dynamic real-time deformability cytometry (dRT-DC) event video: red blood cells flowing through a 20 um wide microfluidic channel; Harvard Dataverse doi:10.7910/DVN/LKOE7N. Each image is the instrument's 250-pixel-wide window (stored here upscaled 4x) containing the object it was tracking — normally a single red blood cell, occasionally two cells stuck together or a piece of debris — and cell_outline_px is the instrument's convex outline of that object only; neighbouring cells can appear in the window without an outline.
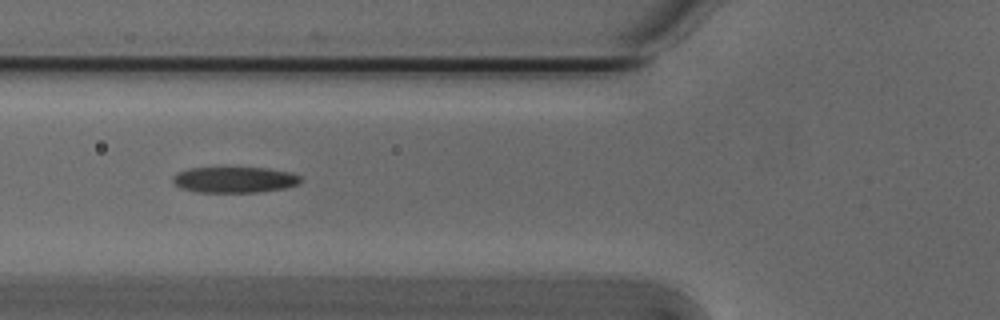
{"species": "Egyptian fruit bat (a non-hibernating species)", "species_latin": "Rousettus aegyptiacus", "temperature_condition": "cold", "stored_images_in_passage": 38, "camera_frame_rate_fps": 3000, "um_per_image_px": 0.085, "animal": {"sex": "male"}, "frame": {"image": 1, "passage_image": 5, "time_ms": 1.333, "image_size_px": [1000, 320], "cell_outline_px": [[300, 180], [296, 184], [284, 188], [260, 192], [196, 192], [180, 188], [172, 184], [172, 176], [176, 172], [188, 168], [268, 168], [292, 172], [300, 176]], "centroid_in_image_um": [19.86, 15.28], "position_along_channel_um": 105.9, "area_um2": 19.42}}
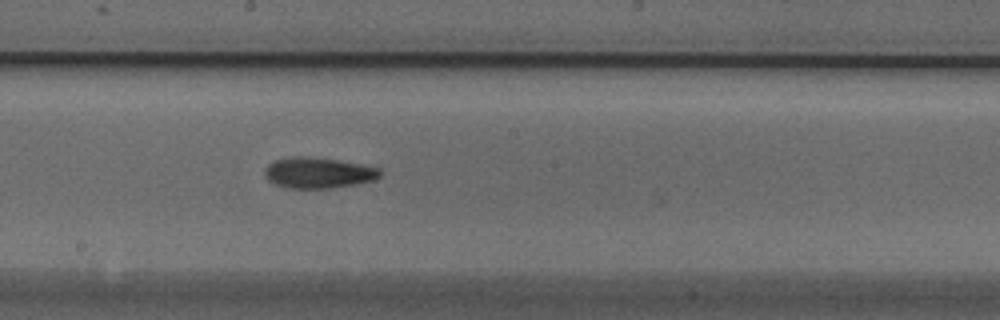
{"frame": {"image": 2, "passage_image": 14, "time_ms": 4.333, "image_size_px": [1000, 320], "cell_outline_px": [[380, 176], [372, 180], [352, 184], [328, 188], [288, 188], [276, 184], [268, 180], [264, 176], [264, 168], [272, 160], [288, 156], [308, 156], [336, 160], [360, 164], [380, 168]], "centroid_in_image_um": [26.96, 14.67], "position_along_channel_um": 221.2, "area_um2": 20.63}}
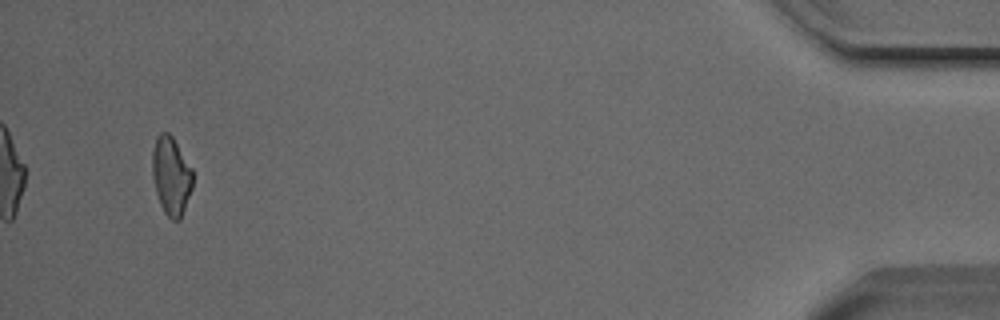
{"frame": {"image": 3, "passage_image": 36, "time_ms": 11.667, "image_size_px": [1000, 320], "cell_outline_px": [[192, 188], [180, 220], [172, 220], [164, 212], [160, 204], [156, 192], [152, 176], [152, 152], [156, 136], [160, 132], [168, 132], [172, 136], [192, 168]], "centroid_in_image_um": [14.53, 14.93], "position_along_channel_um": 420.7, "area_um2": 18.44}, "authors_computed_cell_mechanics": {"area_um2": 19.3341, "velocity_mm_per_s": 3.8432, "shape_relaxation_time_tau1_ms": 6.0909, "shape_relaxation_time_tau2_ms": 4.5076, "deformation_change_tau1": 0.1727, "deformation_change_tau2": 0.1319}}